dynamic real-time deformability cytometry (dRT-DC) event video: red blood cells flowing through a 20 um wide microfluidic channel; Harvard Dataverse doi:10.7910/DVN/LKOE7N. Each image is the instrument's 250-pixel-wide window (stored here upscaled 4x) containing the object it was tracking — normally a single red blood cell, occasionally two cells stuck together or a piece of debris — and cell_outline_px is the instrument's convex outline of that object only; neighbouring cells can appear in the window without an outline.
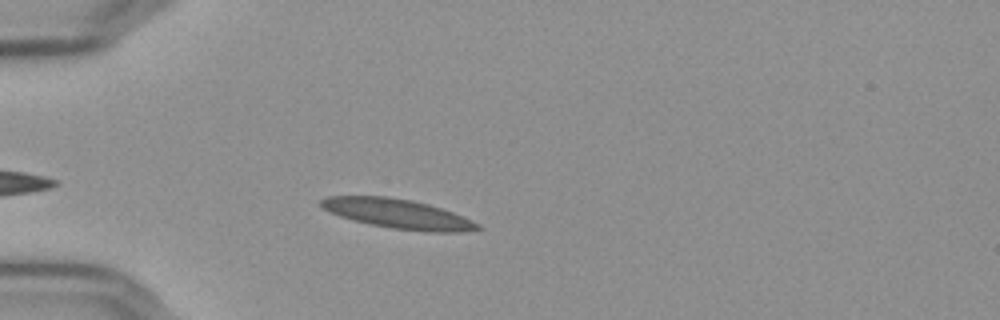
{"species": "Egyptian fruit bat (a non-hibernating species)", "species_latin": "Rousettus aegyptiacus", "temperature_condition": "cold", "stored_images_in_passage": 43, "camera_frame_rate_fps": 3000, "um_per_image_px": 0.085, "frame": {"image": 1, "passage_image": 6, "time_ms": 1.667, "image_size_px": [1000, 320], "cell_outline_px": [[484, 228], [464, 232], [428, 232], [392, 228], [352, 220], [328, 212], [320, 208], [320, 200], [328, 196], [388, 196], [412, 200], [428, 204], [464, 216], [480, 224]], "centroid_in_image_um": [33.82, 18.17], "position_along_channel_um": 51.2, "area_um2": 27.05}}
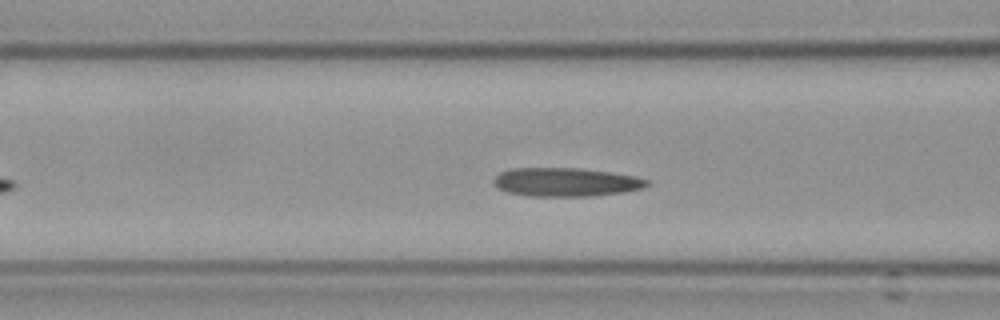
{"frame": {"image": 2, "passage_image": 13, "time_ms": 4.0, "image_size_px": [1000, 320], "cell_outline_px": [[652, 184], [644, 188], [624, 192], [592, 196], [528, 196], [508, 192], [496, 188], [492, 180], [500, 172], [512, 168], [580, 168], [612, 172], [636, 176], [652, 180]], "centroid_in_image_um": [48.15, 15.48], "position_along_channel_um": 118.4, "area_um2": 26.01}}
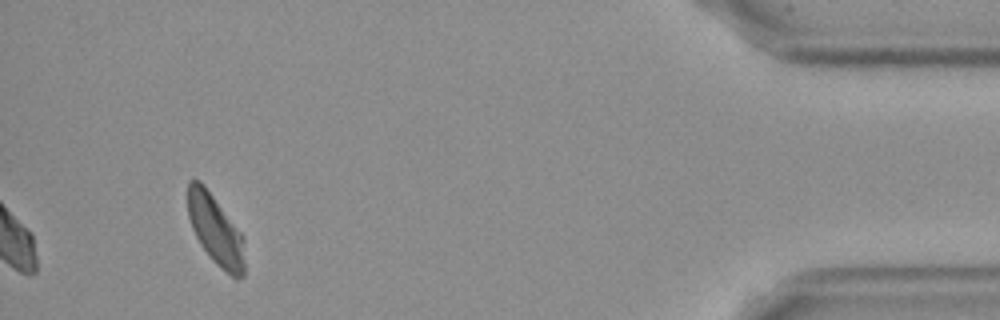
{"frame": {"image": 3, "passage_image": 43, "time_ms": 14.0, "image_size_px": [1000, 320], "cell_outline_px": [[244, 276], [236, 280], [216, 264], [212, 260], [200, 244], [192, 228], [188, 216], [188, 180], [200, 180], [204, 184], [244, 236]], "centroid_in_image_um": [18.33, 19.56], "position_along_channel_um": 416.9, "area_um2": 23.29}, "authors_computed_cell_mechanics": {"area_um2": 24.9696, "velocity_mm_per_s": 3.594, "shape_relaxation_time_tau1_ms": null, "shape_relaxation_time_tau2_ms": 2.9275, "deformation_change_tau1": null, "deformation_change_tau2": 0.0902}}